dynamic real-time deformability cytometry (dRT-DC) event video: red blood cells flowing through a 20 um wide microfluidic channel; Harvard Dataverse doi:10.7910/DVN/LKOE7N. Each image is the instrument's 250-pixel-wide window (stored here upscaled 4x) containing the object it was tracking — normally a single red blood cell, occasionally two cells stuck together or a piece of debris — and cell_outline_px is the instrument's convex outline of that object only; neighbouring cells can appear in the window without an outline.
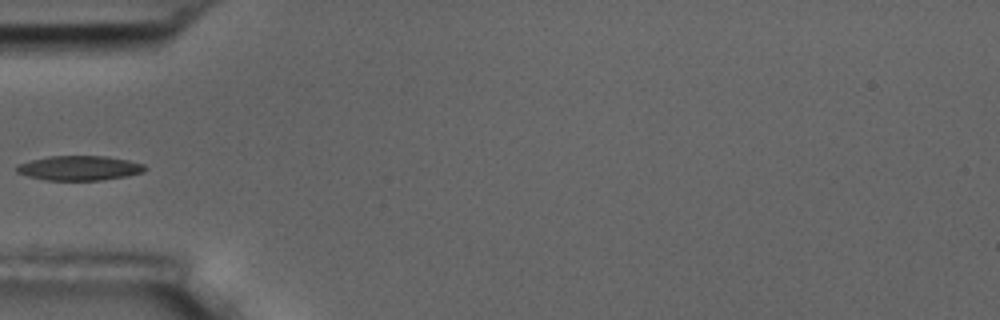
{"species": "common noctule bat (a hibernating species)", "species_latin": "Nyctalus noctula", "temperature_condition": "room temperature", "stored_images_in_passage": 9, "camera_frame_rate_fps": 3000, "um_per_image_px": 0.085, "animal": {"sex": "male", "body_mass_g": 17.5, "forearm_length_mm": 52.3}, "frame": {"image": 1, "passage_image": 6, "time_ms": 6.0, "image_size_px": [1000, 320], "cell_outline_px": [[148, 168], [144, 172], [128, 176], [100, 180], [44, 180], [28, 176], [16, 172], [16, 168], [20, 164], [32, 160], [48, 156], [108, 156], [128, 160], [144, 164]], "centroid_in_image_um": [6.79, 14.28], "position_along_channel_um": 78.2, "area_um2": 18.44}}
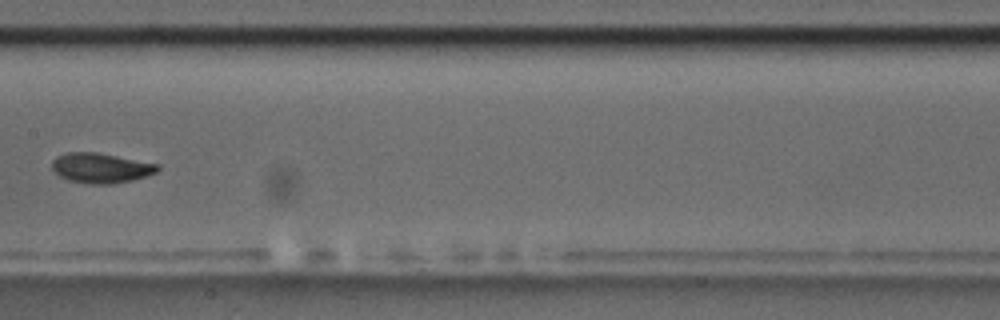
{"frame": {"image": 2, "passage_image": 9, "time_ms": 9.333, "image_size_px": [1000, 320], "cell_outline_px": [[160, 168], [156, 172], [132, 180], [112, 184], [92, 184], [68, 180], [60, 176], [52, 168], [52, 160], [56, 156], [68, 152], [96, 152], [160, 164]], "centroid_in_image_um": [8.57, 14.27], "position_along_channel_um": 198.8, "area_um2": 18.38}}